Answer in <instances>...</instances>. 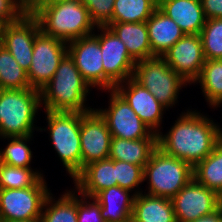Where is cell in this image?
I'll return each instance as SVG.
<instances>
[{"label":"cell","instance_id":"1","mask_svg":"<svg viewBox=\"0 0 222 222\" xmlns=\"http://www.w3.org/2000/svg\"><path fill=\"white\" fill-rule=\"evenodd\" d=\"M222 139V128L207 116L192 110L182 112L169 129L157 134V147L194 167Z\"/></svg>","mask_w":222,"mask_h":222},{"label":"cell","instance_id":"2","mask_svg":"<svg viewBox=\"0 0 222 222\" xmlns=\"http://www.w3.org/2000/svg\"><path fill=\"white\" fill-rule=\"evenodd\" d=\"M30 12L43 33L66 43L93 34L97 28L81 0L38 3Z\"/></svg>","mask_w":222,"mask_h":222},{"label":"cell","instance_id":"3","mask_svg":"<svg viewBox=\"0 0 222 222\" xmlns=\"http://www.w3.org/2000/svg\"><path fill=\"white\" fill-rule=\"evenodd\" d=\"M90 91L89 84L67 53L51 80L40 90L41 105L47 111L88 113L95 109L86 104Z\"/></svg>","mask_w":222,"mask_h":222},{"label":"cell","instance_id":"4","mask_svg":"<svg viewBox=\"0 0 222 222\" xmlns=\"http://www.w3.org/2000/svg\"><path fill=\"white\" fill-rule=\"evenodd\" d=\"M41 107L36 89L0 90V139L33 135L35 129L46 131L34 125Z\"/></svg>","mask_w":222,"mask_h":222},{"label":"cell","instance_id":"5","mask_svg":"<svg viewBox=\"0 0 222 222\" xmlns=\"http://www.w3.org/2000/svg\"><path fill=\"white\" fill-rule=\"evenodd\" d=\"M50 140L66 173L74 178L82 170L80 146L81 117L85 113L44 111Z\"/></svg>","mask_w":222,"mask_h":222},{"label":"cell","instance_id":"6","mask_svg":"<svg viewBox=\"0 0 222 222\" xmlns=\"http://www.w3.org/2000/svg\"><path fill=\"white\" fill-rule=\"evenodd\" d=\"M193 178V167L158 147L144 166L143 180L149 185L147 194L172 199Z\"/></svg>","mask_w":222,"mask_h":222},{"label":"cell","instance_id":"7","mask_svg":"<svg viewBox=\"0 0 222 222\" xmlns=\"http://www.w3.org/2000/svg\"><path fill=\"white\" fill-rule=\"evenodd\" d=\"M132 78L167 109L177 104L180 90L187 86V82L160 56L137 61Z\"/></svg>","mask_w":222,"mask_h":222},{"label":"cell","instance_id":"8","mask_svg":"<svg viewBox=\"0 0 222 222\" xmlns=\"http://www.w3.org/2000/svg\"><path fill=\"white\" fill-rule=\"evenodd\" d=\"M103 60V90L114 89L133 75L136 61L129 55L125 44L108 26H98Z\"/></svg>","mask_w":222,"mask_h":222},{"label":"cell","instance_id":"9","mask_svg":"<svg viewBox=\"0 0 222 222\" xmlns=\"http://www.w3.org/2000/svg\"><path fill=\"white\" fill-rule=\"evenodd\" d=\"M50 193L44 178L36 186L0 189V220L40 219L44 202Z\"/></svg>","mask_w":222,"mask_h":222},{"label":"cell","instance_id":"10","mask_svg":"<svg viewBox=\"0 0 222 222\" xmlns=\"http://www.w3.org/2000/svg\"><path fill=\"white\" fill-rule=\"evenodd\" d=\"M110 93L109 106L106 109H95L106 121L112 137L126 140L157 138L154 133L130 107L126 100L115 90Z\"/></svg>","mask_w":222,"mask_h":222},{"label":"cell","instance_id":"11","mask_svg":"<svg viewBox=\"0 0 222 222\" xmlns=\"http://www.w3.org/2000/svg\"><path fill=\"white\" fill-rule=\"evenodd\" d=\"M67 53L68 43L46 35L40 30L34 40L32 62L27 71L30 87L42 90Z\"/></svg>","mask_w":222,"mask_h":222},{"label":"cell","instance_id":"12","mask_svg":"<svg viewBox=\"0 0 222 222\" xmlns=\"http://www.w3.org/2000/svg\"><path fill=\"white\" fill-rule=\"evenodd\" d=\"M171 201L176 222H191L217 211L219 195L192 178Z\"/></svg>","mask_w":222,"mask_h":222},{"label":"cell","instance_id":"13","mask_svg":"<svg viewBox=\"0 0 222 222\" xmlns=\"http://www.w3.org/2000/svg\"><path fill=\"white\" fill-rule=\"evenodd\" d=\"M162 57L189 85L199 77L206 61L199 34H185Z\"/></svg>","mask_w":222,"mask_h":222},{"label":"cell","instance_id":"14","mask_svg":"<svg viewBox=\"0 0 222 222\" xmlns=\"http://www.w3.org/2000/svg\"><path fill=\"white\" fill-rule=\"evenodd\" d=\"M111 138L106 121L95 109L81 117L82 168L89 163L109 158Z\"/></svg>","mask_w":222,"mask_h":222},{"label":"cell","instance_id":"15","mask_svg":"<svg viewBox=\"0 0 222 222\" xmlns=\"http://www.w3.org/2000/svg\"><path fill=\"white\" fill-rule=\"evenodd\" d=\"M68 53L89 86L103 90V60L98 34L93 32L69 42Z\"/></svg>","mask_w":222,"mask_h":222},{"label":"cell","instance_id":"16","mask_svg":"<svg viewBox=\"0 0 222 222\" xmlns=\"http://www.w3.org/2000/svg\"><path fill=\"white\" fill-rule=\"evenodd\" d=\"M114 89L154 133L158 134L161 131L159 128L167 108L154 95L132 77L117 84Z\"/></svg>","mask_w":222,"mask_h":222},{"label":"cell","instance_id":"17","mask_svg":"<svg viewBox=\"0 0 222 222\" xmlns=\"http://www.w3.org/2000/svg\"><path fill=\"white\" fill-rule=\"evenodd\" d=\"M40 31L38 20L27 12L19 21L6 24L3 46L26 72L29 70L36 34Z\"/></svg>","mask_w":222,"mask_h":222},{"label":"cell","instance_id":"18","mask_svg":"<svg viewBox=\"0 0 222 222\" xmlns=\"http://www.w3.org/2000/svg\"><path fill=\"white\" fill-rule=\"evenodd\" d=\"M73 180L78 193L87 197H94L105 188L117 186L114 160L107 158L89 163Z\"/></svg>","mask_w":222,"mask_h":222},{"label":"cell","instance_id":"19","mask_svg":"<svg viewBox=\"0 0 222 222\" xmlns=\"http://www.w3.org/2000/svg\"><path fill=\"white\" fill-rule=\"evenodd\" d=\"M158 8L174 20L184 34H200L206 22L200 0H160Z\"/></svg>","mask_w":222,"mask_h":222},{"label":"cell","instance_id":"20","mask_svg":"<svg viewBox=\"0 0 222 222\" xmlns=\"http://www.w3.org/2000/svg\"><path fill=\"white\" fill-rule=\"evenodd\" d=\"M150 47L154 56L162 57L185 34L174 20L158 7L146 21Z\"/></svg>","mask_w":222,"mask_h":222},{"label":"cell","instance_id":"21","mask_svg":"<svg viewBox=\"0 0 222 222\" xmlns=\"http://www.w3.org/2000/svg\"><path fill=\"white\" fill-rule=\"evenodd\" d=\"M130 190L113 186L98 192L94 198L100 204L105 222H124L132 217L135 195Z\"/></svg>","mask_w":222,"mask_h":222},{"label":"cell","instance_id":"22","mask_svg":"<svg viewBox=\"0 0 222 222\" xmlns=\"http://www.w3.org/2000/svg\"><path fill=\"white\" fill-rule=\"evenodd\" d=\"M108 27L125 44L129 55L136 62L155 57L151 51L146 22H112Z\"/></svg>","mask_w":222,"mask_h":222},{"label":"cell","instance_id":"23","mask_svg":"<svg viewBox=\"0 0 222 222\" xmlns=\"http://www.w3.org/2000/svg\"><path fill=\"white\" fill-rule=\"evenodd\" d=\"M145 193L135 195L131 217L134 222H176L171 199Z\"/></svg>","mask_w":222,"mask_h":222},{"label":"cell","instance_id":"24","mask_svg":"<svg viewBox=\"0 0 222 222\" xmlns=\"http://www.w3.org/2000/svg\"><path fill=\"white\" fill-rule=\"evenodd\" d=\"M156 148L157 138L126 140L112 137L109 158L125 161L144 168Z\"/></svg>","mask_w":222,"mask_h":222},{"label":"cell","instance_id":"25","mask_svg":"<svg viewBox=\"0 0 222 222\" xmlns=\"http://www.w3.org/2000/svg\"><path fill=\"white\" fill-rule=\"evenodd\" d=\"M193 178L218 195L222 194V139L204 160L193 167Z\"/></svg>","mask_w":222,"mask_h":222},{"label":"cell","instance_id":"26","mask_svg":"<svg viewBox=\"0 0 222 222\" xmlns=\"http://www.w3.org/2000/svg\"><path fill=\"white\" fill-rule=\"evenodd\" d=\"M54 198L52 193L47 196L40 222H78L77 192L68 190L56 201Z\"/></svg>","mask_w":222,"mask_h":222},{"label":"cell","instance_id":"27","mask_svg":"<svg viewBox=\"0 0 222 222\" xmlns=\"http://www.w3.org/2000/svg\"><path fill=\"white\" fill-rule=\"evenodd\" d=\"M199 83L206 101L211 108L222 104V59H208L202 66L199 77L193 82Z\"/></svg>","mask_w":222,"mask_h":222},{"label":"cell","instance_id":"28","mask_svg":"<svg viewBox=\"0 0 222 222\" xmlns=\"http://www.w3.org/2000/svg\"><path fill=\"white\" fill-rule=\"evenodd\" d=\"M157 7L156 0H115L112 22H146Z\"/></svg>","mask_w":222,"mask_h":222},{"label":"cell","instance_id":"29","mask_svg":"<svg viewBox=\"0 0 222 222\" xmlns=\"http://www.w3.org/2000/svg\"><path fill=\"white\" fill-rule=\"evenodd\" d=\"M30 88L27 72L20 67L12 54L3 46L0 48V90Z\"/></svg>","mask_w":222,"mask_h":222},{"label":"cell","instance_id":"30","mask_svg":"<svg viewBox=\"0 0 222 222\" xmlns=\"http://www.w3.org/2000/svg\"><path fill=\"white\" fill-rule=\"evenodd\" d=\"M44 175L31 167L23 168L0 162V189H22L36 186Z\"/></svg>","mask_w":222,"mask_h":222},{"label":"cell","instance_id":"31","mask_svg":"<svg viewBox=\"0 0 222 222\" xmlns=\"http://www.w3.org/2000/svg\"><path fill=\"white\" fill-rule=\"evenodd\" d=\"M33 135L25 137H7L8 145L0 150V162L11 166L30 167L33 153L27 142L32 140Z\"/></svg>","mask_w":222,"mask_h":222},{"label":"cell","instance_id":"32","mask_svg":"<svg viewBox=\"0 0 222 222\" xmlns=\"http://www.w3.org/2000/svg\"><path fill=\"white\" fill-rule=\"evenodd\" d=\"M199 35L205 59H222V19H206Z\"/></svg>","mask_w":222,"mask_h":222},{"label":"cell","instance_id":"33","mask_svg":"<svg viewBox=\"0 0 222 222\" xmlns=\"http://www.w3.org/2000/svg\"><path fill=\"white\" fill-rule=\"evenodd\" d=\"M114 167H115L117 186L130 191H135L133 192L134 195L142 193V190L141 191L139 190L140 189L139 185L142 182H144L143 167L118 160H114ZM136 187H138V189Z\"/></svg>","mask_w":222,"mask_h":222},{"label":"cell","instance_id":"34","mask_svg":"<svg viewBox=\"0 0 222 222\" xmlns=\"http://www.w3.org/2000/svg\"><path fill=\"white\" fill-rule=\"evenodd\" d=\"M89 12L91 21L98 26L112 23L115 0H81Z\"/></svg>","mask_w":222,"mask_h":222},{"label":"cell","instance_id":"35","mask_svg":"<svg viewBox=\"0 0 222 222\" xmlns=\"http://www.w3.org/2000/svg\"><path fill=\"white\" fill-rule=\"evenodd\" d=\"M77 218L78 222H105L101 216L100 204L96 201V199L94 197H87L81 193L78 194V191Z\"/></svg>","mask_w":222,"mask_h":222},{"label":"cell","instance_id":"36","mask_svg":"<svg viewBox=\"0 0 222 222\" xmlns=\"http://www.w3.org/2000/svg\"><path fill=\"white\" fill-rule=\"evenodd\" d=\"M29 12L19 0H0V22L9 24L19 21Z\"/></svg>","mask_w":222,"mask_h":222},{"label":"cell","instance_id":"37","mask_svg":"<svg viewBox=\"0 0 222 222\" xmlns=\"http://www.w3.org/2000/svg\"><path fill=\"white\" fill-rule=\"evenodd\" d=\"M206 19H222V0H200Z\"/></svg>","mask_w":222,"mask_h":222},{"label":"cell","instance_id":"38","mask_svg":"<svg viewBox=\"0 0 222 222\" xmlns=\"http://www.w3.org/2000/svg\"><path fill=\"white\" fill-rule=\"evenodd\" d=\"M191 222H222V215L220 210L218 209L217 211L213 212L210 215H207L205 217H201L195 221Z\"/></svg>","mask_w":222,"mask_h":222},{"label":"cell","instance_id":"39","mask_svg":"<svg viewBox=\"0 0 222 222\" xmlns=\"http://www.w3.org/2000/svg\"><path fill=\"white\" fill-rule=\"evenodd\" d=\"M19 1L30 12L41 0H19Z\"/></svg>","mask_w":222,"mask_h":222},{"label":"cell","instance_id":"40","mask_svg":"<svg viewBox=\"0 0 222 222\" xmlns=\"http://www.w3.org/2000/svg\"><path fill=\"white\" fill-rule=\"evenodd\" d=\"M6 24L0 22V48L3 47V40H4V30H5Z\"/></svg>","mask_w":222,"mask_h":222},{"label":"cell","instance_id":"41","mask_svg":"<svg viewBox=\"0 0 222 222\" xmlns=\"http://www.w3.org/2000/svg\"><path fill=\"white\" fill-rule=\"evenodd\" d=\"M1 222H40V219L28 220V221L16 220V221H1Z\"/></svg>","mask_w":222,"mask_h":222},{"label":"cell","instance_id":"42","mask_svg":"<svg viewBox=\"0 0 222 222\" xmlns=\"http://www.w3.org/2000/svg\"><path fill=\"white\" fill-rule=\"evenodd\" d=\"M218 209L220 210L221 215H222V194L219 195V206H218Z\"/></svg>","mask_w":222,"mask_h":222},{"label":"cell","instance_id":"43","mask_svg":"<svg viewBox=\"0 0 222 222\" xmlns=\"http://www.w3.org/2000/svg\"><path fill=\"white\" fill-rule=\"evenodd\" d=\"M53 1H60V0H41L39 3H48Z\"/></svg>","mask_w":222,"mask_h":222},{"label":"cell","instance_id":"44","mask_svg":"<svg viewBox=\"0 0 222 222\" xmlns=\"http://www.w3.org/2000/svg\"><path fill=\"white\" fill-rule=\"evenodd\" d=\"M124 222H134V220L132 218H130L127 221H124Z\"/></svg>","mask_w":222,"mask_h":222}]
</instances>
